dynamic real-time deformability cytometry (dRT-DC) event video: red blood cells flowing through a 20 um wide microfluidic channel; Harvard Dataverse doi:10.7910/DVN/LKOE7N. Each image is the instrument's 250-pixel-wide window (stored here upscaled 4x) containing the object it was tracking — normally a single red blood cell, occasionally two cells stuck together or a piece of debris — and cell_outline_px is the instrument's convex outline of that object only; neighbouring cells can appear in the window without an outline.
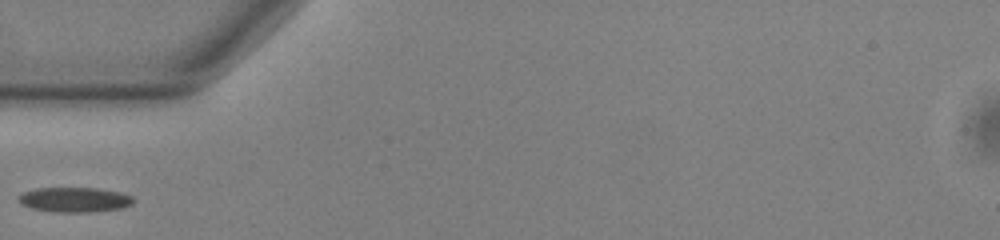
{"species": "common noctule bat (a hibernating species)", "species_latin": "Nyctalus noctula", "temperature_condition": "warm", "stored_images_in_passage": 37, "camera_frame_rate_fps": 3000, "um_per_image_px": 0.085, "animal": {"sex": "male", "body_mass_g": 13.0, "forearm_length_mm": 53.1}, "frame": {"image": 1, "passage_image": 1, "time_ms": 0.0, "image_size_px": [1000, 240], "cell_outline_px": [[136, 200], [132, 204], [120, 208], [92, 212], [52, 212], [32, 208], [20, 204], [16, 200], [16, 196], [20, 192], [36, 188], [100, 188], [120, 192], [132, 196]], "centroid_in_image_um": [6.28, 16.97], "position_along_channel_um": 78.7, "area_um2": 16.99}}
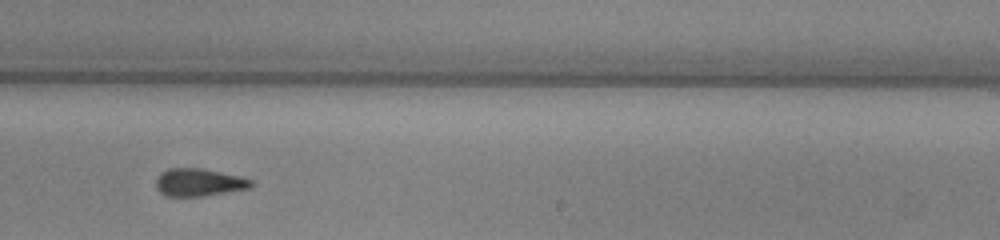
{"frame": {"image": 2, "passage_image": 16, "time_ms": 5.0, "image_size_px": [1000, 240], "cell_outline_px": [[252, 184], [248, 188], [204, 196], [164, 196], [156, 188], [156, 176], [160, 172], [168, 168], [204, 168], [240, 176], [252, 180]], "centroid_in_image_um": [16.85, 15.49], "position_along_channel_um": 272.2, "area_um2": 15.43}}
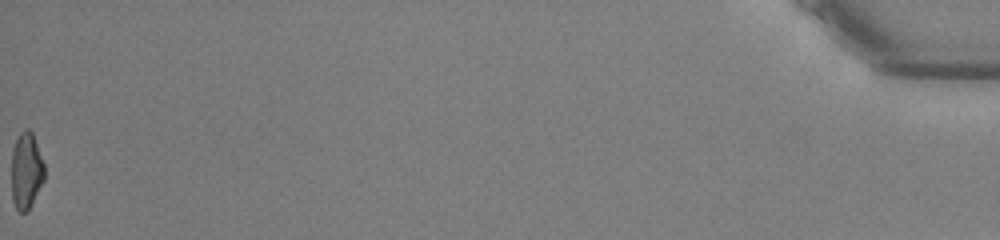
{"frame": {"image": 3, "passage_image": 37, "time_ms": 12.0, "image_size_px": [1000, 240], "cell_outline_px": [[44, 180], [28, 212], [20, 212], [16, 208], [12, 200], [12, 148], [20, 132], [24, 128], [28, 128], [32, 132], [44, 164]], "centroid_in_image_um": [2.23, 14.52], "position_along_channel_um": 433.0, "area_um2": 14.74}}